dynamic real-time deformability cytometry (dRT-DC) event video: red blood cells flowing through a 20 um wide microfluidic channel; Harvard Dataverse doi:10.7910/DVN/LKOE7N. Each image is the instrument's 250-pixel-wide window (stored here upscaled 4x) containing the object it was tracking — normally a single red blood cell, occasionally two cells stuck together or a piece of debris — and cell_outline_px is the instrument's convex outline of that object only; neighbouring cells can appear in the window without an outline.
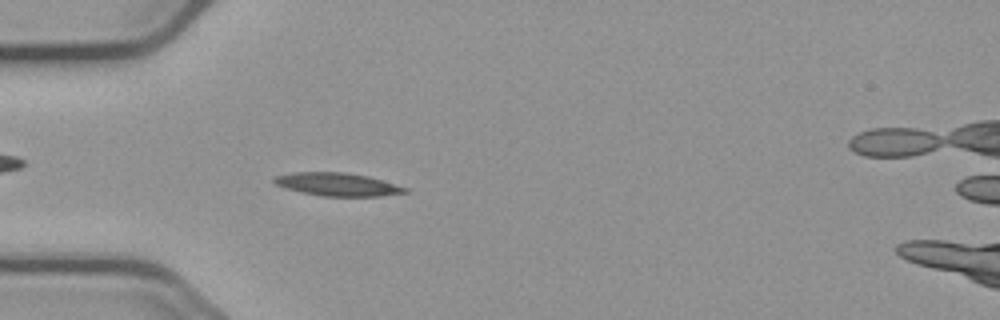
{"species": "common noctule bat (a hibernating species)", "species_latin": "Nyctalus noctula", "temperature_condition": "cold", "stored_images_in_passage": 55, "camera_frame_rate_fps": 3000, "um_per_image_px": 0.085, "animal": {"sex": "male", "body_mass_g": 23.1, "forearm_length_mm": 52.7}, "frame": {"image": 1, "passage_image": 15, "time_ms": 4.667, "image_size_px": [1000, 320], "cell_outline_px": [[408, 192], [380, 196], [320, 196], [284, 188], [276, 184], [272, 180], [272, 176], [292, 172], [344, 172], [368, 176], [408, 188]], "centroid_in_image_um": [28.63, 15.67], "position_along_channel_um": 56.4, "area_um2": 17.63}}
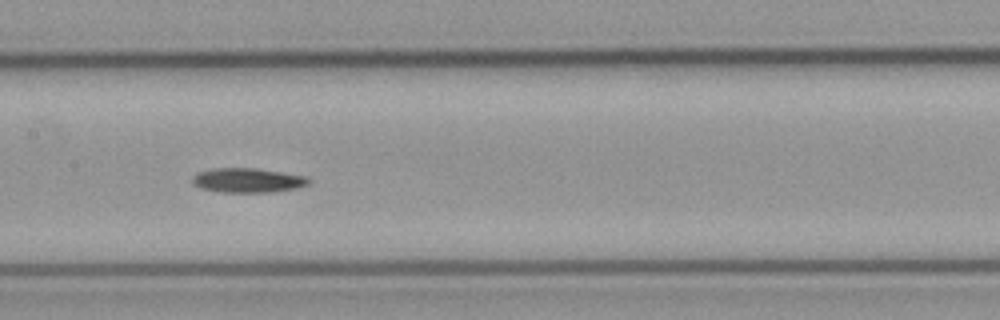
{"frame": {"image": 2, "passage_image": 26, "time_ms": 8.333, "image_size_px": [1000, 320], "cell_outline_px": [[312, 180], [308, 184], [296, 188], [272, 192], [220, 192], [200, 188], [192, 184], [192, 176], [196, 172], [212, 168], [256, 168], [308, 176]], "centroid_in_image_um": [21.04, 15.32], "position_along_channel_um": 186.4, "area_um2": 16.82}}
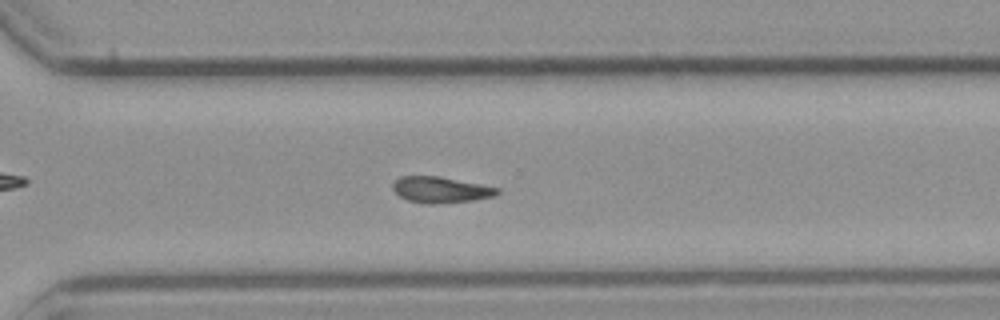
{"frame": {"image": 3, "passage_image": 38, "time_ms": 12.333, "image_size_px": [1000, 320], "cell_outline_px": [[500, 192], [496, 196], [472, 200], [436, 204], [428, 204], [408, 200], [400, 196], [392, 188], [392, 184], [400, 176], [440, 176], [500, 188]], "centroid_in_image_um": [37.47, 16.12], "position_along_channel_um": 333.1, "area_um2": 15.84}}